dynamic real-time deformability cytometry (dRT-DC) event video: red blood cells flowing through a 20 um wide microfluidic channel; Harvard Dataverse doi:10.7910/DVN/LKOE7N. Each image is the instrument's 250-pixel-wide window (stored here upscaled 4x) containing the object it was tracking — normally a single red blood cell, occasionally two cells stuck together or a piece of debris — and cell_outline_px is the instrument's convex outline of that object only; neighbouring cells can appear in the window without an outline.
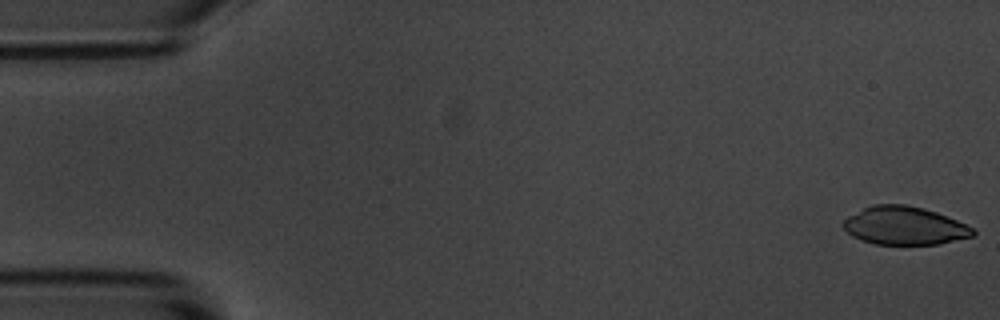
{"species": "common noctule bat (a hibernating species)", "species_latin": "Nyctalus noctula", "temperature_condition": "room temperature", "stored_images_in_passage": 54, "camera_frame_rate_fps": 3000, "um_per_image_px": 0.085, "animal": {"sex": "male", "body_mass_g": 20.1, "forearm_length_mm": 53.5}, "frame": {"image": 1, "passage_image": 1, "time_ms": 0.0, "image_size_px": [1000, 320], "cell_outline_px": [[976, 232], [972, 236], [940, 244], [876, 244], [860, 240], [852, 236], [840, 224], [848, 216], [872, 204], [904, 204], [924, 208], [936, 212], [956, 220], [972, 228]], "centroid_in_image_um": [76.85, 19.18], "position_along_channel_um": 8.2, "area_um2": 28.73}}